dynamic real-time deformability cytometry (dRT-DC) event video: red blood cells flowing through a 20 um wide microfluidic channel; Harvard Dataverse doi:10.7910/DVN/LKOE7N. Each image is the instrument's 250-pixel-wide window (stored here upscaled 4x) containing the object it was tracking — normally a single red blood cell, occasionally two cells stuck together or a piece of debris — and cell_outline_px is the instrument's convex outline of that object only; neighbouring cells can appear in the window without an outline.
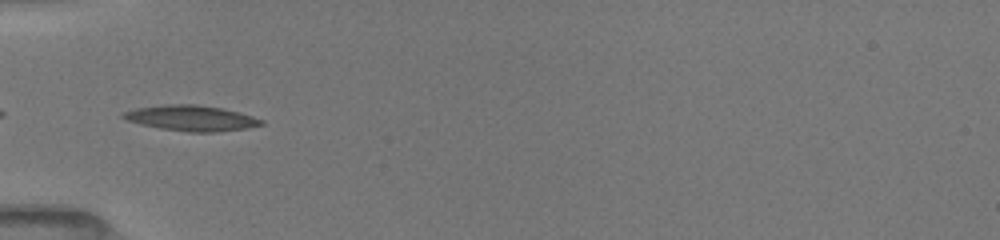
{"species": "common noctule bat (a hibernating species)", "species_latin": "Nyctalus noctula", "temperature_condition": "room temperature", "stored_images_in_passage": 15, "camera_frame_rate_fps": 3000, "um_per_image_px": 0.085, "animal": {"sex": "female", "body_mass_g": 19.5, "forearm_length_mm": 54.1}, "frame": {"image": 1, "passage_image": 1, "time_ms": 0.0, "image_size_px": [1000, 240], "cell_outline_px": [[264, 124], [248, 128], [216, 132], [188, 132], [160, 128], [128, 120], [120, 116], [124, 112], [136, 108], [164, 104], [196, 104], [224, 108], [252, 116], [264, 120]], "centroid_in_image_um": [16.3, 10.03], "position_along_channel_um": 68.7, "area_um2": 20.46}}
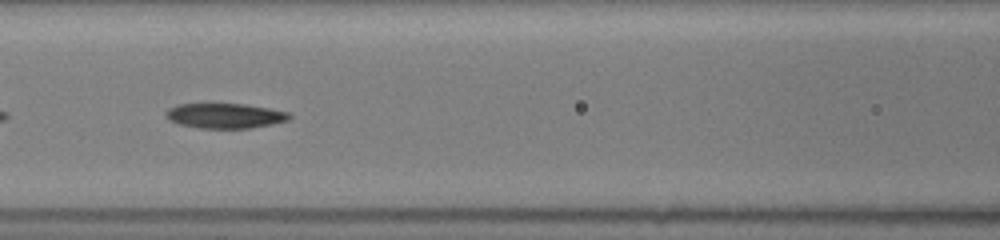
{"frame": {"image": 2, "passage_image": 7, "time_ms": 2.0, "image_size_px": [1000, 240], "cell_outline_px": [[292, 116], [288, 120], [272, 124], [252, 128], [200, 128], [180, 124], [168, 120], [164, 116], [164, 112], [168, 108], [176, 104], [244, 104], [268, 108], [288, 112]], "centroid_in_image_um": [19.08, 9.84], "position_along_channel_um": 147.5, "area_um2": 18.03}}
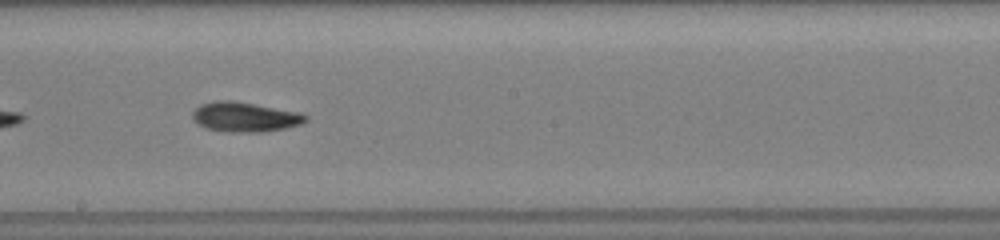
{"frame": {"image": 3, "passage_image": 13, "time_ms": 4.0, "image_size_px": [1000, 240], "cell_outline_px": [[308, 120], [300, 124], [284, 128], [260, 132], [228, 132], [204, 128], [196, 124], [192, 120], [192, 112], [200, 104], [216, 100], [232, 100], [300, 112], [308, 116]], "centroid_in_image_um": [20.77, 9.94], "position_along_channel_um": 227.4, "area_um2": 19.77}}